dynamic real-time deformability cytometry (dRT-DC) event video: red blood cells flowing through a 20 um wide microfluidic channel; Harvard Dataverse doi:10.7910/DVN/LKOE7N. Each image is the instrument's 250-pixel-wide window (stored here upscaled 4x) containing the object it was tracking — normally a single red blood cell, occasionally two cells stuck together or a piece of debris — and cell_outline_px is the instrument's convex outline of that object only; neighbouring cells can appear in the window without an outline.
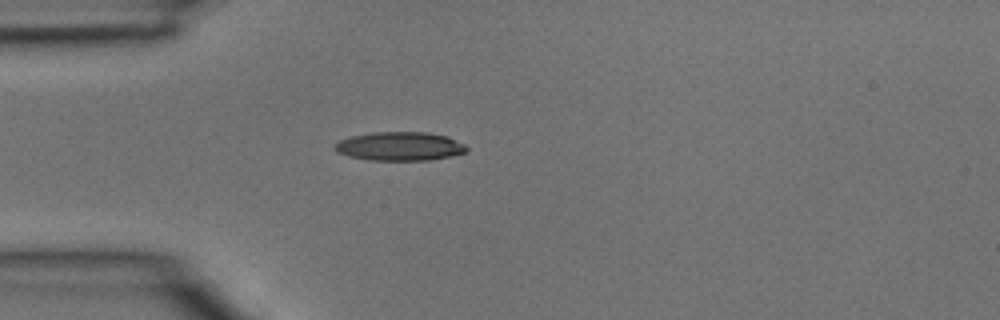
{"species": "common noctule bat (a hibernating species)", "species_latin": "Nyctalus noctula", "temperature_condition": "room temperature", "stored_images_in_passage": 2, "camera_frame_rate_fps": 3000, "um_per_image_px": 0.085, "animal": {"sex": "male", "body_mass_g": 15.6}, "frame": {"image": 1, "passage_image": 2, "time_ms": 0.333, "image_size_px": [1000, 320], "cell_outline_px": [[468, 148], [464, 152], [452, 156], [428, 160], [368, 160], [348, 156], [336, 152], [332, 148], [332, 144], [340, 140], [352, 136], [372, 132], [428, 132], [448, 136], [464, 144]], "centroid_in_image_um": [33.94, 12.43], "position_along_channel_um": 51.1, "area_um2": 22.25}}